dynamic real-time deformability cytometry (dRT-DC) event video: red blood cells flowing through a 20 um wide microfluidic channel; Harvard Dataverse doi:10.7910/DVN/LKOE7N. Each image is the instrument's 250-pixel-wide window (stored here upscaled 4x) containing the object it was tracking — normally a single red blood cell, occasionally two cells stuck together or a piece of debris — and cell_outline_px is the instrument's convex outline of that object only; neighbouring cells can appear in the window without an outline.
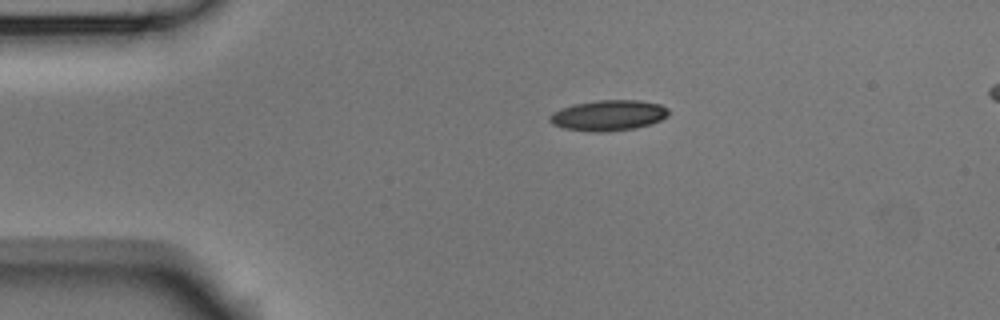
{"species": "Egyptian fruit bat (a non-hibernating species)", "species_latin": "Rousettus aegyptiacus", "temperature_condition": "room temperature", "stored_images_in_passage": 3, "camera_frame_rate_fps": 3000, "um_per_image_px": 0.085, "animal": {"sex": "male"}, "frame": {"image": 1, "passage_image": 1, "time_ms": 0.0, "image_size_px": [1000, 320], "cell_outline_px": [[668, 116], [660, 120], [648, 124], [632, 128], [600, 132], [564, 128], [552, 124], [548, 120], [548, 116], [552, 112], [560, 108], [572, 104], [596, 100], [640, 100], [660, 104], [668, 108]], "centroid_in_image_um": [51.67, 9.78], "position_along_channel_um": 33.3, "area_um2": 21.1}}